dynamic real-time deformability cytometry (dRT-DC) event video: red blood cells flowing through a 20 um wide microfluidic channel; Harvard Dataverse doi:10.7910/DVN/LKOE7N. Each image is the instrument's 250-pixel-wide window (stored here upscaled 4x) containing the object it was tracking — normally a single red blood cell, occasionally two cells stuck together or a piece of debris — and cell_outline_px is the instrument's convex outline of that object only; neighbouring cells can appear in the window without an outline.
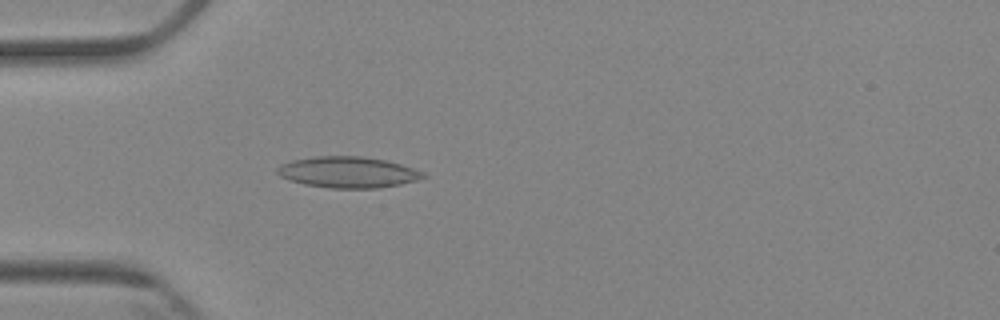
{"species": "Egyptian fruit bat (a non-hibernating species)", "species_latin": "Rousettus aegyptiacus", "temperature_condition": "cold", "stored_images_in_passage": 3, "camera_frame_rate_fps": 3000, "um_per_image_px": 0.085, "animal": {"sex": "female"}, "frame": {"image": 1, "passage_image": 3, "time_ms": 2.0, "image_size_px": [1000, 320], "cell_outline_px": [[428, 176], [416, 180], [400, 184], [380, 188], [328, 188], [304, 184], [288, 180], [280, 176], [276, 172], [276, 168], [280, 164], [292, 160], [312, 156], [360, 156], [384, 160], [400, 164], [424, 172]], "centroid_in_image_um": [29.53, 14.64], "position_along_channel_um": 55.5, "area_um2": 26.53}}